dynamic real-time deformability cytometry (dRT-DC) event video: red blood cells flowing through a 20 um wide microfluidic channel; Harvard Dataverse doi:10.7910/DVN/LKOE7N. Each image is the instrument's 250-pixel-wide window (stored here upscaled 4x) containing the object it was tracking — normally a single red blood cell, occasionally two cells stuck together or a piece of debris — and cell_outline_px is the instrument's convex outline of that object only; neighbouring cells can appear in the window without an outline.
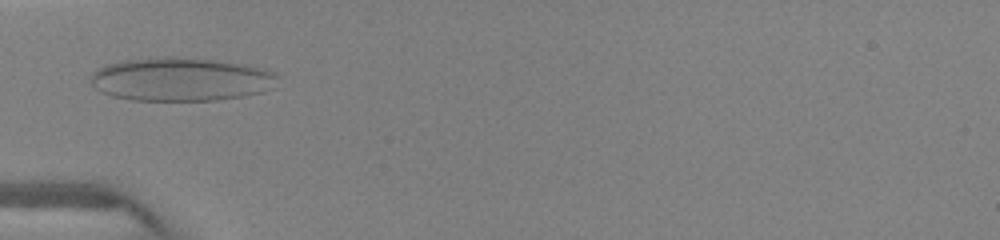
{"species": "human", "species_latin": "Homo sapiens", "temperature_condition": "warm", "stored_images_in_passage": 9, "camera_frame_rate_fps": 3000, "um_per_image_px": 0.085, "donor": {"sex": "female"}, "frame": {"image": 1, "passage_image": 1, "time_ms": 0.0, "image_size_px": [1000, 240], "cell_outline_px": [[280, 76], [276, 88], [260, 92], [240, 96], [216, 100], [132, 100], [112, 96], [96, 88], [92, 84], [92, 72], [96, 68], [108, 64], [124, 60], [168, 56], [172, 56], [212, 60], [240, 64], [264, 68], [276, 72]], "centroid_in_image_um": [15.42, 6.73], "position_along_channel_um": 69.6, "area_um2": 47.4}}
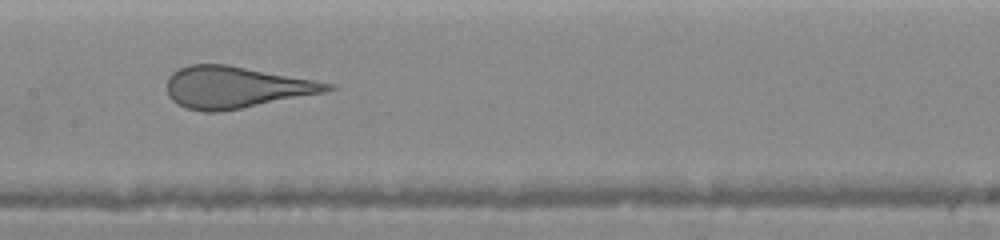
{"frame": {"image": 2, "passage_image": 5, "time_ms": 2.667, "image_size_px": [1000, 240], "cell_outline_px": [[336, 88], [324, 92], [220, 112], [204, 112], [188, 108], [176, 104], [168, 96], [168, 76], [172, 72], [188, 64], [228, 64], [312, 80], [332, 84]], "centroid_in_image_um": [19.97, 7.41], "position_along_channel_um": 187.4, "area_um2": 38.55}}
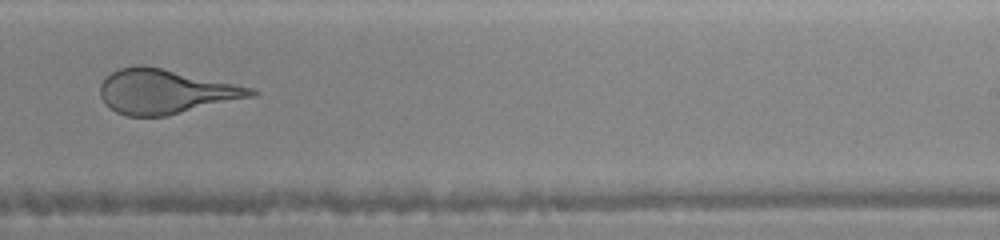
{"frame": {"image": 3, "passage_image": 9, "time_ms": 4.667, "image_size_px": [1000, 240], "cell_outline_px": [[260, 92], [256, 96], [164, 116], [128, 116], [116, 112], [104, 104], [100, 96], [100, 84], [104, 76], [120, 68], [136, 64], [144, 64], [256, 88]], "centroid_in_image_um": [14.06, 7.76], "position_along_channel_um": 274.9, "area_um2": 39.42}}